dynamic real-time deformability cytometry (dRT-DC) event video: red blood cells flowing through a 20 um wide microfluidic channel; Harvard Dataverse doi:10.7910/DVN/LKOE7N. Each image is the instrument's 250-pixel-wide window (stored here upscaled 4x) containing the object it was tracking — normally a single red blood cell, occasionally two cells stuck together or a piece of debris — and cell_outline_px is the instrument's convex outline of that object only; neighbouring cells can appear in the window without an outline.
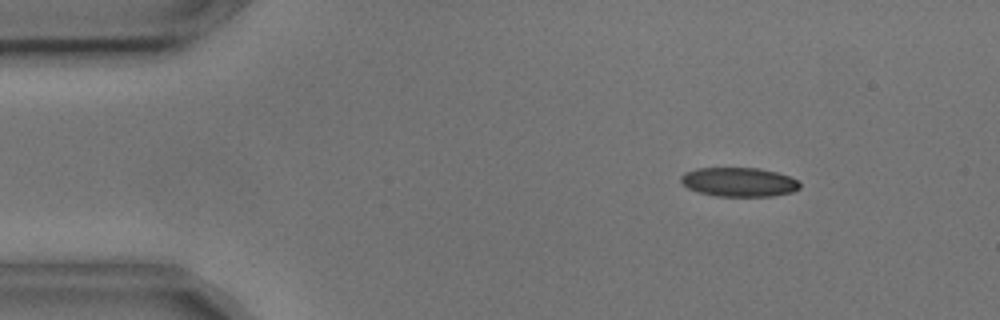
{"species": "common noctule bat (a hibernating species)", "species_latin": "Nyctalus noctula", "temperature_condition": "cold", "stored_images_in_passage": 3, "camera_frame_rate_fps": 3000, "um_per_image_px": 0.085, "animal": {"sex": "male", "body_mass_g": 17.9, "forearm_length_mm": 54.2}, "frame": {"image": 1, "passage_image": 1, "time_ms": 0.0, "image_size_px": [1000, 320], "cell_outline_px": [[800, 188], [792, 192], [772, 196], [716, 196], [700, 192], [688, 188], [680, 180], [680, 176], [684, 172], [696, 168], [760, 168], [776, 172], [788, 176], [796, 180], [800, 184]], "centroid_in_image_um": [62.79, 15.47], "position_along_channel_um": 22.2, "area_um2": 20.11}}